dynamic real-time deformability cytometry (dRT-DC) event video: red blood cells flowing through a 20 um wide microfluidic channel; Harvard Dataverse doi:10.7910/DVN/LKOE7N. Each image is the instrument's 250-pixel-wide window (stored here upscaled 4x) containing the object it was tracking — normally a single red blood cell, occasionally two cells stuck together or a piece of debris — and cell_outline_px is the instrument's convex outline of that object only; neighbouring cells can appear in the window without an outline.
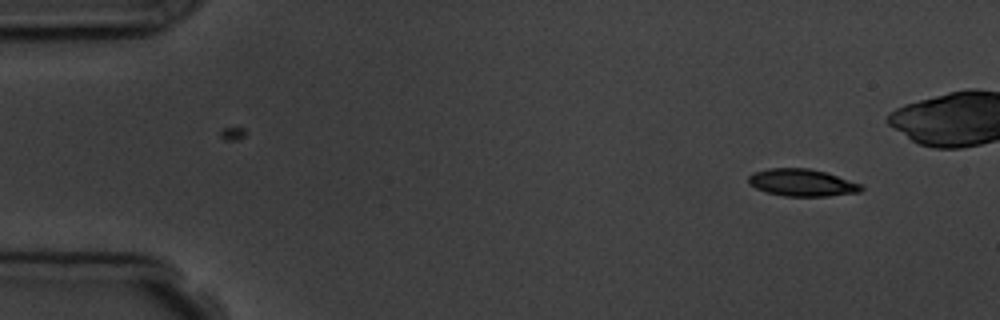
{"species": "common noctule bat (a hibernating species)", "species_latin": "Nyctalus noctula", "temperature_condition": "room temperature", "stored_images_in_passage": 5, "camera_frame_rate_fps": 3000, "um_per_image_px": 0.085, "animal": {"sex": "male", "body_mass_g": 19.5, "forearm_length_mm": 54.6}, "frame": {"image": 1, "passage_image": 1, "time_ms": 0.0, "image_size_px": [1000, 320], "cell_outline_px": [[864, 188], [860, 192], [828, 196], [784, 196], [764, 192], [748, 184], [748, 176], [752, 172], [768, 168], [808, 168], [824, 172], [864, 184]], "centroid_in_image_um": [68.16, 15.52], "position_along_channel_um": 16.8, "area_um2": 18.09}}